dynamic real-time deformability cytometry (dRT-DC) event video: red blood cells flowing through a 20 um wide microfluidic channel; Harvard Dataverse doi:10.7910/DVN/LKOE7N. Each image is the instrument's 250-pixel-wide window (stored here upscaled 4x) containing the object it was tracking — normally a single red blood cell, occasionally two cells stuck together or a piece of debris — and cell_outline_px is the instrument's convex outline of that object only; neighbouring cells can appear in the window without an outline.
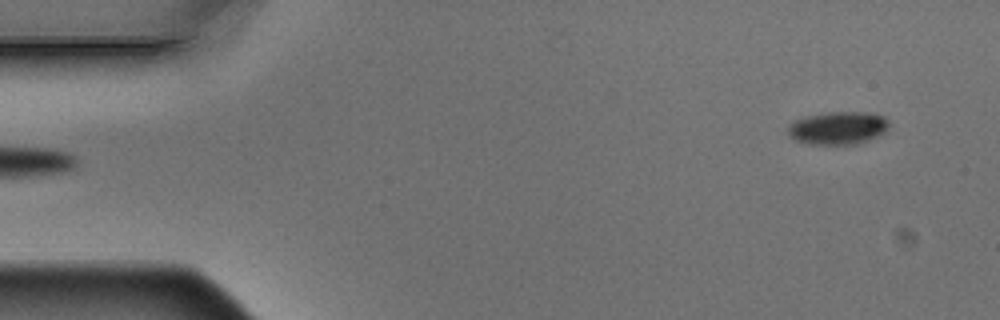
{"species": "Egyptian fruit bat (a non-hibernating species)", "species_latin": "Rousettus aegyptiacus", "temperature_condition": "warm", "stored_images_in_passage": 5, "segment_of_instrument_passage": [2, 2], "camera_frame_rate_fps": 3000, "um_per_image_px": 0.085, "animal": {"sex": "male"}, "frame": {"image": 1, "passage_image": 5, "time_ms": 1.333, "image_size_px": [1000, 320], "cell_outline_px": [[888, 128], [884, 132], [868, 140], [856, 144], [812, 144], [796, 140], [788, 136], [788, 128], [796, 120], [804, 116], [828, 112], [868, 112], [884, 116], [888, 120]], "centroid_in_image_um": [71.23, 10.87], "position_along_channel_um": 13.8, "area_um2": 19.25}}